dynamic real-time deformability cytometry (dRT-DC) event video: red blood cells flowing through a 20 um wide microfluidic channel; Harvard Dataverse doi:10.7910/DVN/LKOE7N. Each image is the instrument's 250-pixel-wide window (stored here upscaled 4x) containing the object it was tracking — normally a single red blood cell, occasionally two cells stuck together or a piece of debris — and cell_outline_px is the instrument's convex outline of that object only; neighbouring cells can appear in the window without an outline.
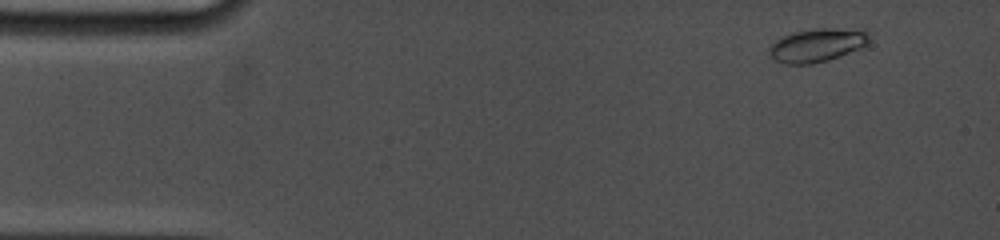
{"species": "common noctule bat (a hibernating species)", "species_latin": "Nyctalus noctula", "temperature_condition": "cold", "stored_images_in_passage": 8, "camera_frame_rate_fps": 5000, "um_per_image_px": 0.085, "animal": {"sex": "female", "body_mass_g": 19.0, "forearm_length_mm": 53.3}, "frame": {"image": 1, "passage_image": 2, "time_ms": 0.8, "image_size_px": [1000, 240], "cell_outline_px": [[868, 40], [860, 48], [840, 56], [828, 60], [812, 64], [784, 64], [776, 60], [768, 52], [768, 48], [780, 36], [796, 32], [816, 28], [864, 28], [868, 32]], "centroid_in_image_um": [69.46, 3.82], "position_along_channel_um": 15.5, "area_um2": 19.54}}
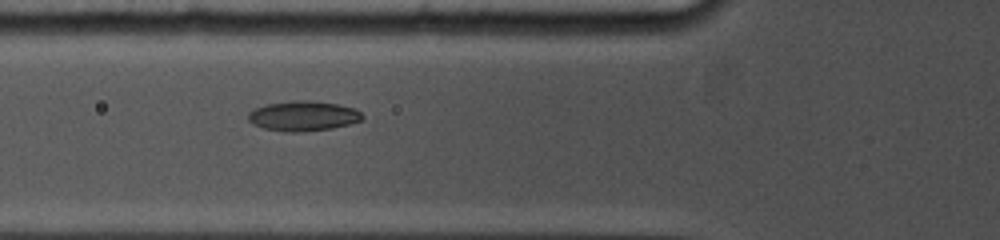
{"frame": {"image": 2, "passage_image": 8, "time_ms": 5.6, "image_size_px": [1000, 240], "cell_outline_px": [[364, 116], [360, 120], [348, 124], [332, 128], [296, 132], [284, 132], [264, 128], [252, 124], [248, 120], [248, 112], [256, 108], [268, 104], [292, 100], [312, 100], [340, 104], [356, 108]], "centroid_in_image_um": [25.77, 9.84], "position_along_channel_um": 100.0, "area_um2": 20.0}}